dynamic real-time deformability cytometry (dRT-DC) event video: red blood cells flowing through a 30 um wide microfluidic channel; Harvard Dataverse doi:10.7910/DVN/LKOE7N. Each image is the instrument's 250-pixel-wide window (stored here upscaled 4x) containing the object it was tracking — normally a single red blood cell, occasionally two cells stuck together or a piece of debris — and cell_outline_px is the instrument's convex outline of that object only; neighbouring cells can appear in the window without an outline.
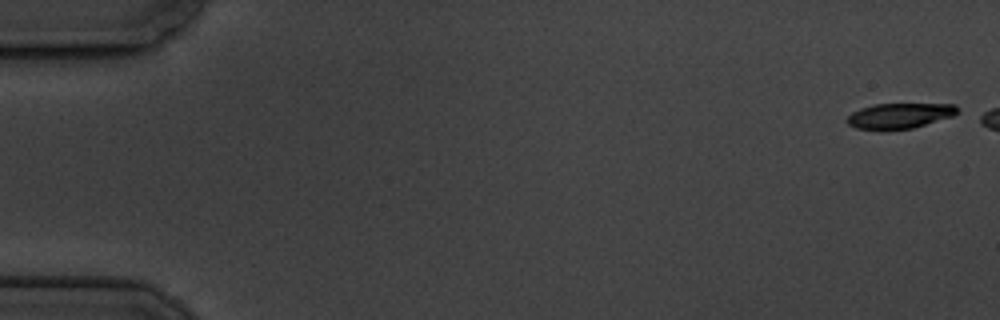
{"species": "common noctule bat (a hibernating species)", "species_latin": "Nyctalus noctula", "temperature_condition": "cold", "stored_images_in_passage": 3, "camera_frame_rate_fps": 3000, "um_per_image_px": 0.085, "animal": {"sex": "male", "body_mass_g": 19.5, "forearm_length_mm": 54.6}, "frame": {"image": 1, "passage_image": 1, "time_ms": 0.0, "image_size_px": [1000, 320], "cell_outline_px": [[960, 112], [952, 116], [912, 128], [880, 132], [856, 128], [848, 124], [844, 120], [852, 112], [860, 108], [872, 104], [956, 104]], "centroid_in_image_um": [76.4, 9.86], "position_along_channel_um": 8.6, "area_um2": 16.76}}